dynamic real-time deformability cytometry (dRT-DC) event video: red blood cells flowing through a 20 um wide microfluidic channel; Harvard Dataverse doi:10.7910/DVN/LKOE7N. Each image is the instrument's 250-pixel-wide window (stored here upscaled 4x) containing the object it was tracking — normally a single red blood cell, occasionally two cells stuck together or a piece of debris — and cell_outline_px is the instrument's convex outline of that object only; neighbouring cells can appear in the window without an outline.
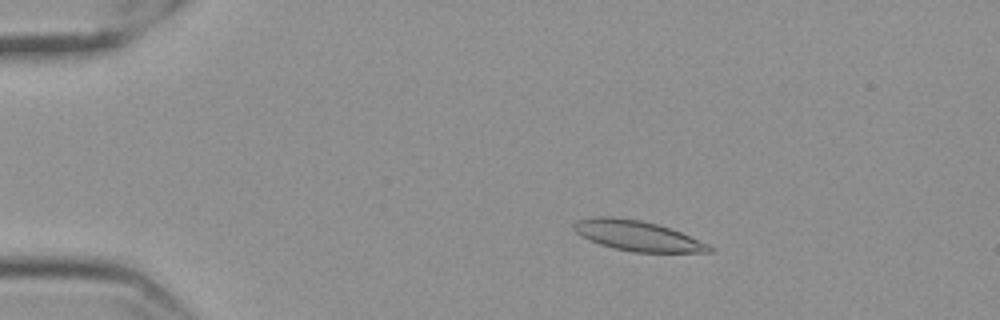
{"species": "Egyptian fruit bat (a non-hibernating species)", "species_latin": "Rousettus aegyptiacus", "temperature_condition": "cold", "stored_images_in_passage": 9, "camera_frame_rate_fps": 3000, "um_per_image_px": 0.085, "frame": {"image": 1, "passage_image": 1, "time_ms": 0.0, "image_size_px": [1000, 320], "cell_outline_px": [[716, 248], [712, 252], [632, 252], [612, 248], [588, 240], [580, 236], [572, 228], [572, 224], [576, 220], [596, 216], [612, 216], [640, 220], [656, 224], [680, 232], [708, 244]], "centroid_in_image_um": [54.13, 20.04], "position_along_channel_um": 30.9, "area_um2": 23.93}}